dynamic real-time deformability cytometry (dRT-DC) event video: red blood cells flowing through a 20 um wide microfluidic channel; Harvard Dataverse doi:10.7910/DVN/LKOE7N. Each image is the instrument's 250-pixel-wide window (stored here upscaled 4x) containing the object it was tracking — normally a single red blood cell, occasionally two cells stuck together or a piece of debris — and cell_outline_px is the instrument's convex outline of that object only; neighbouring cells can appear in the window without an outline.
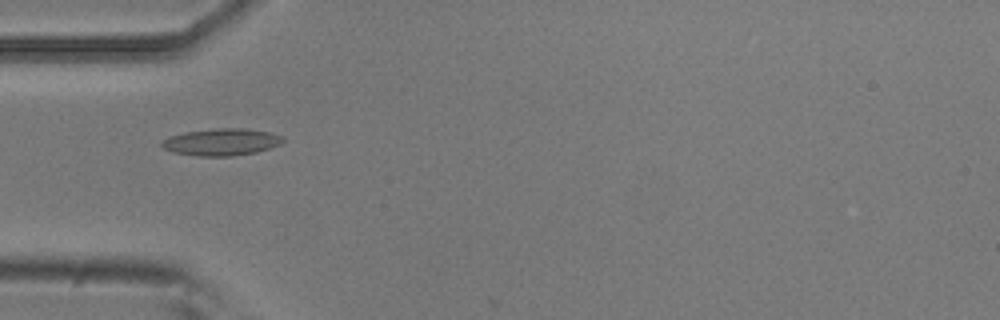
{"species": "common noctule bat (a hibernating species)", "species_latin": "Nyctalus noctula", "temperature_condition": "room temperature", "stored_images_in_passage": 7, "camera_frame_rate_fps": 3000, "um_per_image_px": 0.085, "animal": {"sex": "male", "body_mass_g": 20.5, "forearm_length_mm": 52.5}, "frame": {"image": 1, "passage_image": 5, "time_ms": 1.333, "image_size_px": [1000, 320], "cell_outline_px": [[284, 140], [280, 144], [256, 152], [232, 156], [196, 156], [172, 152], [164, 148], [160, 144], [160, 140], [168, 136], [184, 132], [212, 128], [244, 128], [268, 132], [284, 136]], "centroid_in_image_um": [18.77, 12.06], "position_along_channel_um": 66.2, "area_um2": 19.25}}
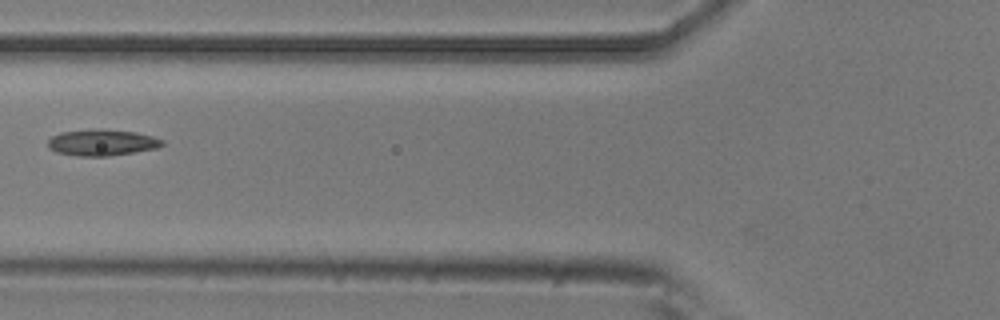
{"frame": {"image": 2, "passage_image": 6, "time_ms": 1.667, "image_size_px": [1000, 320], "cell_outline_px": [[164, 144], [156, 148], [108, 156], [76, 156], [56, 152], [48, 148], [48, 140], [52, 136], [60, 132], [104, 128], [136, 132], [152, 136], [164, 140]], "centroid_in_image_um": [8.65, 12.11], "position_along_channel_um": 117.2, "area_um2": 17.57}}
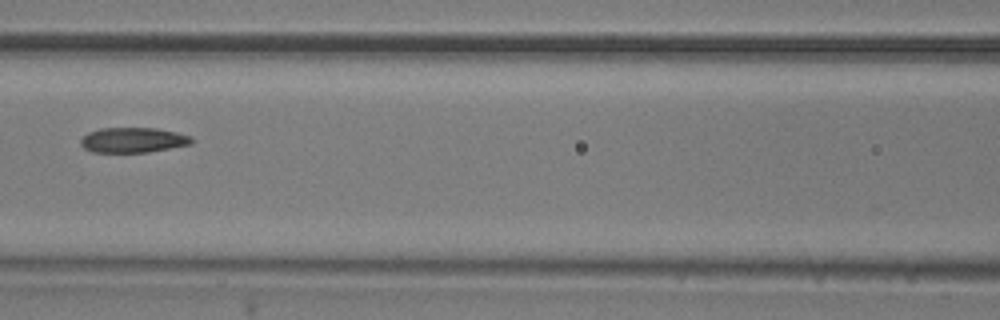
{"frame": {"image": 3, "passage_image": 7, "time_ms": 2.0, "image_size_px": [1000, 320], "cell_outline_px": [[196, 140], [192, 144], [148, 152], [92, 152], [84, 148], [80, 144], [80, 140], [88, 132], [100, 128], [156, 128], [176, 132], [192, 136]], "centroid_in_image_um": [11.34, 11.9], "position_along_channel_um": 155.3, "area_um2": 16.36}}